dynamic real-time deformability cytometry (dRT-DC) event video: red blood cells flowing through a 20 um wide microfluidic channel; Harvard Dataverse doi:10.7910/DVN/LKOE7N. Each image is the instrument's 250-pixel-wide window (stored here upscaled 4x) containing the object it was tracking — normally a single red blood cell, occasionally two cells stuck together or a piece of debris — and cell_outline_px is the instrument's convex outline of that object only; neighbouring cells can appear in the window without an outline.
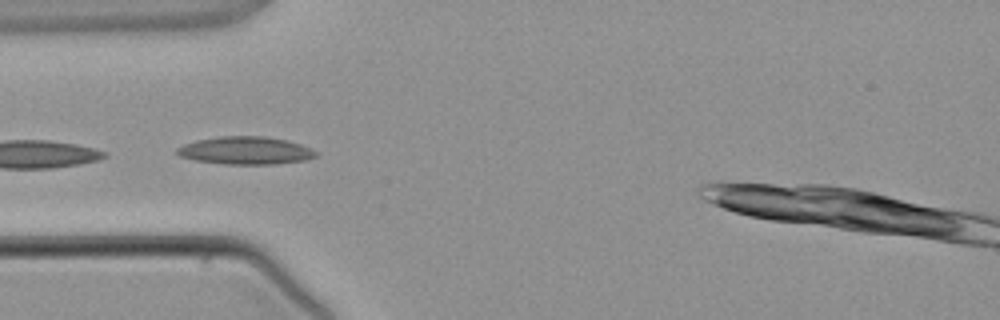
{"species": "common noctule bat (a hibernating species)", "species_latin": "Nyctalus noctula", "temperature_condition": "warm", "stored_images_in_passage": 4, "camera_frame_rate_fps": 3000, "um_per_image_px": 0.085, "animal": {"sex": "male", "body_mass_g": 21.5, "forearm_length_mm": 52.0}, "frame": {"image": 1, "passage_image": 4, "time_ms": 3.667, "image_size_px": [1000, 320], "cell_outline_px": [[320, 152], [316, 156], [304, 160], [276, 164], [224, 164], [196, 160], [180, 156], [176, 152], [176, 148], [184, 144], [196, 140], [220, 136], [264, 136], [288, 140], [300, 144]], "centroid_in_image_um": [20.89, 12.79], "position_along_channel_um": 64.1, "area_um2": 22.48}}